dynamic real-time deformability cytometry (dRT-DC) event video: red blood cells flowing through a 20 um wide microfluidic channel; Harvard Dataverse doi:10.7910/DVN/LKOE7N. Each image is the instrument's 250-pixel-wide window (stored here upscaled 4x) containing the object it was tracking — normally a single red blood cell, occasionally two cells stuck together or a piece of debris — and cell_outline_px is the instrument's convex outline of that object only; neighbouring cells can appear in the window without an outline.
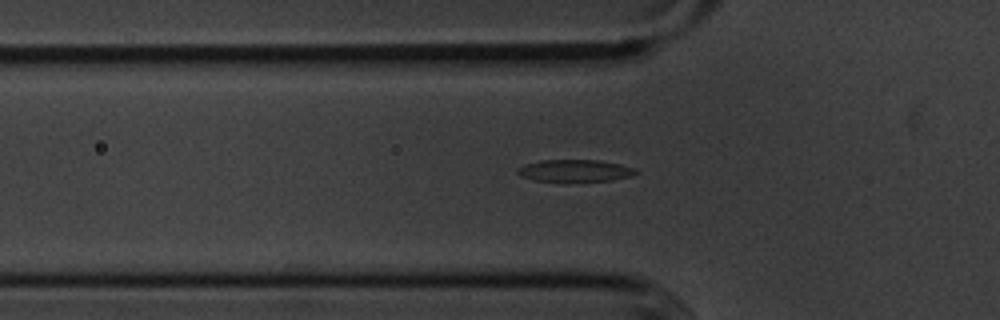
{"species": "common noctule bat (a hibernating species)", "species_latin": "Nyctalus noctula", "temperature_condition": "cold", "stored_images_in_passage": 32, "camera_frame_rate_fps": 3000, "um_per_image_px": 0.085, "animal": {"sex": "male", "body_mass_g": 20.1, "forearm_length_mm": 53.5}, "frame": {"image": 1, "passage_image": 3, "time_ms": 0.667, "image_size_px": [1000, 320], "cell_outline_px": [[636, 172], [632, 176], [612, 180], [532, 180], [520, 176], [516, 172], [516, 168], [524, 164], [540, 160], [600, 160], [620, 164], [636, 168]], "centroid_in_image_um": [48.83, 14.48], "position_along_channel_um": 77.0, "area_um2": 14.97}}
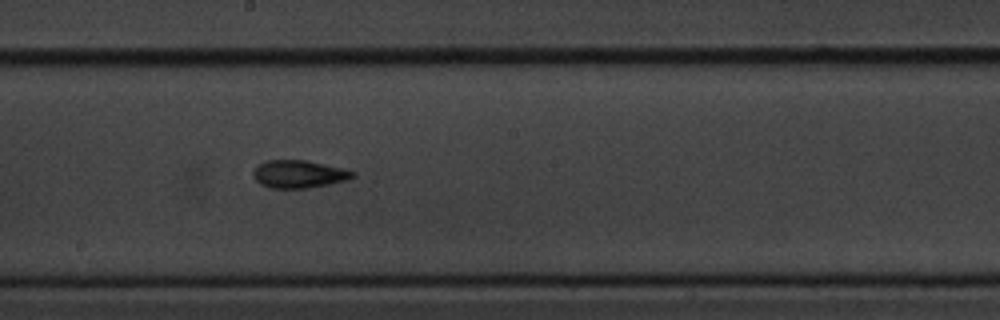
{"frame": {"image": 2, "passage_image": 15, "time_ms": 4.667, "image_size_px": [1000, 320], "cell_outline_px": [[356, 176], [348, 180], [308, 188], [268, 188], [260, 184], [252, 176], [252, 172], [264, 160], [304, 160], [340, 168], [356, 172]], "centroid_in_image_um": [25.38, 14.81], "position_along_channel_um": 222.8, "area_um2": 16.01}}
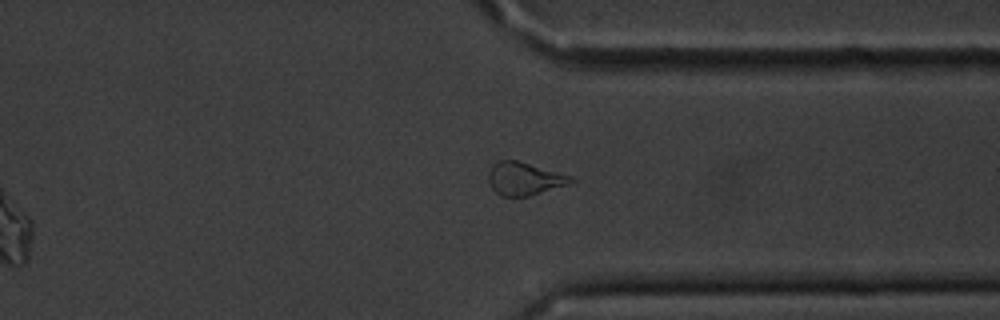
{"frame": {"image": 3, "passage_image": 27, "time_ms": 8.667, "image_size_px": [1000, 320], "cell_outline_px": [[576, 180], [568, 184], [528, 196], [500, 196], [492, 188], [488, 180], [488, 172], [492, 164], [496, 160], [516, 160], [576, 176]], "centroid_in_image_um": [44.58, 15.17], "position_along_channel_um": 366.8, "area_um2": 16.01}, "authors_computed_cell_mechanics": {"area_um2": 15.6927, "velocity_mm_per_s": 3.6221, "shape_relaxation_time_tau1_ms": 3.8661, "shape_relaxation_time_tau2_ms": 3.8344, "deformation_change_tau1": 0.167, "deformation_change_tau2": 0.102}}